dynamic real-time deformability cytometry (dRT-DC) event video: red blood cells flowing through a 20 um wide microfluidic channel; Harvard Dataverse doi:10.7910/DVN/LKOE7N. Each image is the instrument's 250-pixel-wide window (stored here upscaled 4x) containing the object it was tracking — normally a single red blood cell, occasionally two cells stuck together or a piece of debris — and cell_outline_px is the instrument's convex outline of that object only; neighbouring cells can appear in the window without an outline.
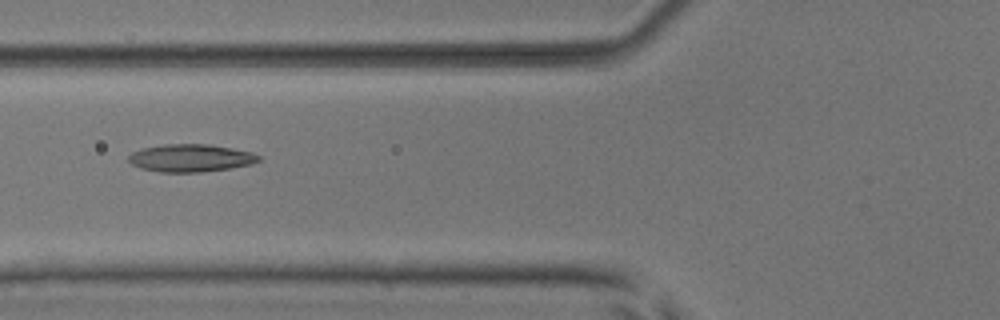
{"species": "common noctule bat (a hibernating species)", "species_latin": "Nyctalus noctula", "temperature_condition": "room temperature", "stored_images_in_passage": 9, "camera_frame_rate_fps": 3000, "um_per_image_px": 0.085, "animal": {"sex": "male", "body_mass_g": 17.9, "forearm_length_mm": 54.2}, "frame": {"image": 1, "passage_image": 6, "time_ms": 1.667, "image_size_px": [1000, 320], "cell_outline_px": [[260, 160], [252, 164], [228, 168], [200, 172], [160, 172], [140, 168], [132, 164], [128, 160], [128, 156], [132, 152], [144, 148], [164, 144], [208, 144], [232, 148], [252, 152], [260, 156]], "centroid_in_image_um": [16.2, 13.43], "position_along_channel_um": 109.6, "area_um2": 20.87}}
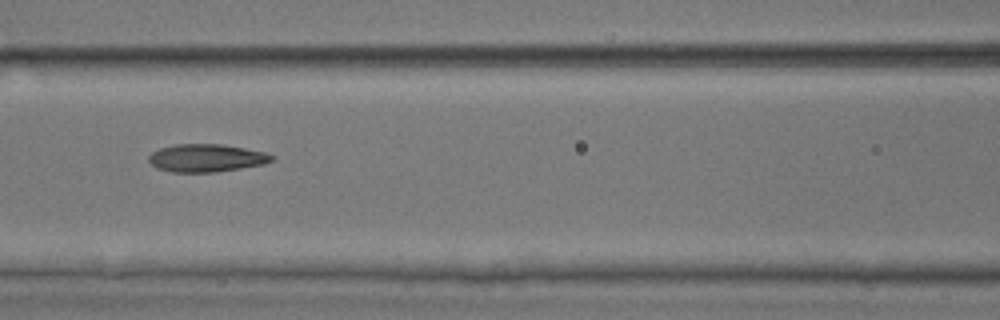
{"frame": {"image": 2, "passage_image": 7, "time_ms": 2.0, "image_size_px": [1000, 320], "cell_outline_px": [[276, 156], [272, 160], [264, 164], [216, 172], [172, 172], [156, 168], [148, 160], [148, 156], [152, 152], [160, 148], [176, 144], [220, 144], [244, 148], [264, 152]], "centroid_in_image_um": [17.52, 13.43], "position_along_channel_um": 149.1, "area_um2": 19.88}}
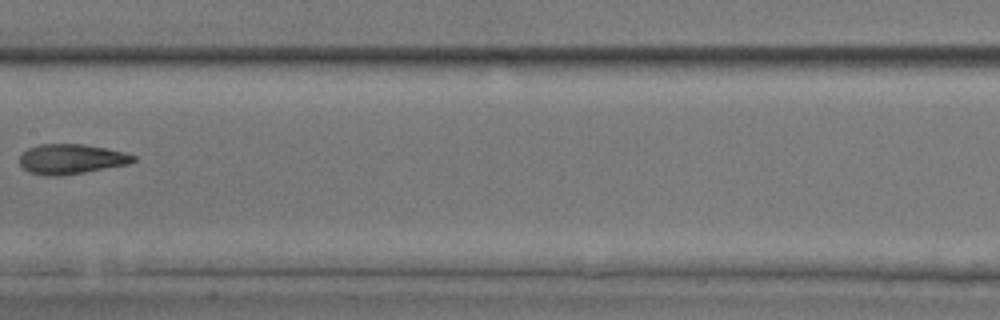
{"frame": {"image": 3, "passage_image": 8, "time_ms": 2.333, "image_size_px": [1000, 320], "cell_outline_px": [[136, 160], [128, 164], [84, 172], [60, 176], [44, 176], [28, 172], [20, 164], [20, 156], [28, 148], [40, 144], [84, 144], [124, 152], [136, 156]], "centroid_in_image_um": [6.04, 13.52], "position_along_channel_um": 201.4, "area_um2": 19.77}}